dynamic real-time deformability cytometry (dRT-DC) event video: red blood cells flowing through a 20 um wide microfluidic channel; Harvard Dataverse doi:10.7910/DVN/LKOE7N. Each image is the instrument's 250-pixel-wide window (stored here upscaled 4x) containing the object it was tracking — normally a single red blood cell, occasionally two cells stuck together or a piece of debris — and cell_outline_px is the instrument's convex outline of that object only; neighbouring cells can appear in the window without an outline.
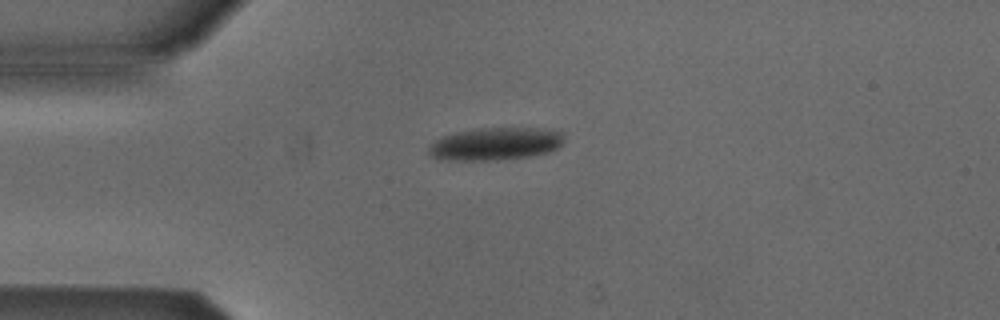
{"species": "Egyptian fruit bat (a non-hibernating species)", "species_latin": "Rousettus aegyptiacus", "temperature_condition": "cold", "stored_images_in_passage": 3, "camera_frame_rate_fps": 3000, "um_per_image_px": 0.085, "animal": {"sex": "male"}, "frame": {"image": 1, "passage_image": 3, "time_ms": 2.667, "image_size_px": [1000, 320], "cell_outline_px": [[564, 140], [556, 148], [548, 152], [528, 156], [492, 160], [448, 160], [432, 156], [428, 152], [428, 148], [440, 136], [456, 132], [480, 128], [536, 128], [564, 132]], "centroid_in_image_um": [42.1, 12.21], "position_along_channel_um": 42.9, "area_um2": 25.49}}